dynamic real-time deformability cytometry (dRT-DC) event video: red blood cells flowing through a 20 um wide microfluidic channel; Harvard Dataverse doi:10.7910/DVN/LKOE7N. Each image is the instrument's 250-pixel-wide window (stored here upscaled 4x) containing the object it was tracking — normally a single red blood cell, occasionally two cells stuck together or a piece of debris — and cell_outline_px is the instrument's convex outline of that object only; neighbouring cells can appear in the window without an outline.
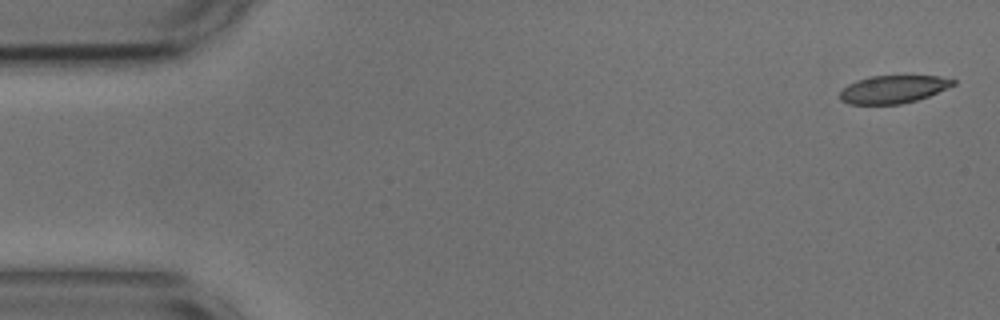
{"species": "common noctule bat (a hibernating species)", "species_latin": "Nyctalus noctula", "temperature_condition": "cold", "stored_images_in_passage": 7, "camera_frame_rate_fps": 3000, "um_per_image_px": 0.085, "animal": {"sex": "male", "body_mass_g": 17.9, "forearm_length_mm": 54.2}, "frame": {"image": 1, "passage_image": 1, "time_ms": 0.0, "image_size_px": [1000, 320], "cell_outline_px": [[956, 84], [928, 96], [916, 100], [900, 104], [848, 104], [840, 100], [840, 92], [848, 84], [856, 80], [872, 76], [940, 76], [956, 80]], "centroid_in_image_um": [75.91, 7.59], "position_along_channel_um": 9.1, "area_um2": 18.26}}
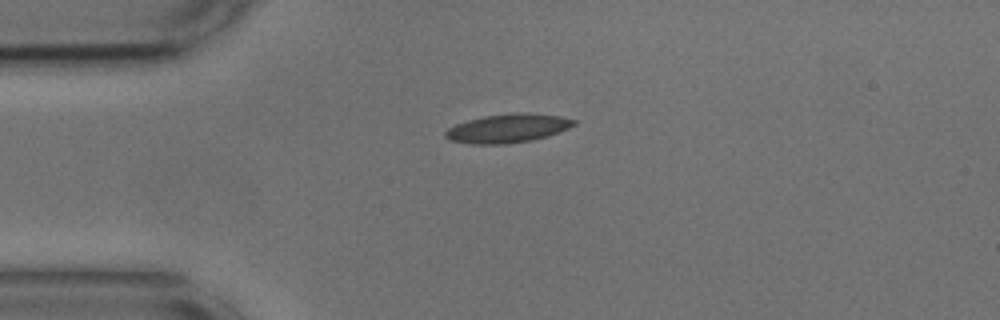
{"frame": {"image": 2, "passage_image": 4, "time_ms": 1.0, "image_size_px": [1000, 320], "cell_outline_px": [[576, 124], [568, 128], [548, 136], [532, 140], [508, 144], [472, 144], [452, 140], [444, 136], [444, 132], [448, 128], [456, 124], [468, 120], [484, 116], [516, 112], [524, 112], [560, 116], [576, 120]], "centroid_in_image_um": [43.17, 10.9], "position_along_channel_um": 41.8, "area_um2": 21.5}}